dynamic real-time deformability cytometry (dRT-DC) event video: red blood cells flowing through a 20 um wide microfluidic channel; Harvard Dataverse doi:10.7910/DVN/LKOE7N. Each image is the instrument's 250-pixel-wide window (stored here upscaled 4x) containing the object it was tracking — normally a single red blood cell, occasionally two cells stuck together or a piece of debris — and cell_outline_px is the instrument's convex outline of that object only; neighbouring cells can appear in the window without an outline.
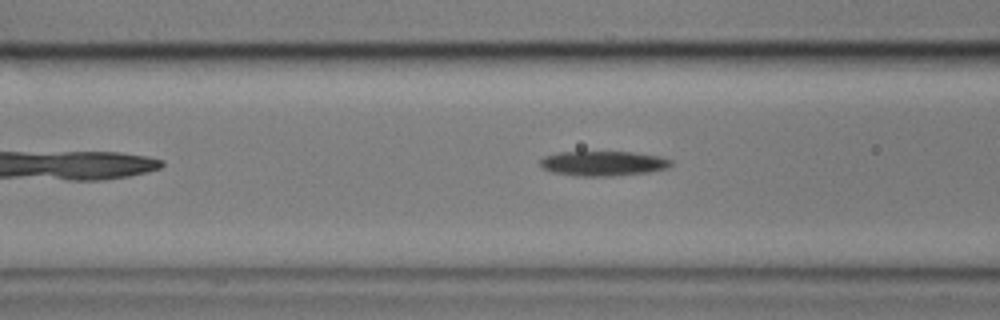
{"species": "common noctule bat (a hibernating species)", "species_latin": "Nyctalus noctula", "temperature_condition": "cold", "stored_images_in_passage": 37, "camera_frame_rate_fps": 3000, "um_per_image_px": 0.085, "animal": {"sex": "male", "body_mass_g": 17.9}, "frame": {"image": 1, "passage_image": 11, "time_ms": 3.333, "image_size_px": [1000, 320], "cell_outline_px": [[672, 164], [668, 168], [648, 172], [612, 176], [576, 176], [552, 172], [540, 168], [540, 160], [544, 156], [556, 152], [632, 152], [660, 156], [672, 160]], "centroid_in_image_um": [51.24, 13.89], "position_along_channel_um": 115.4, "area_um2": 19.07}}
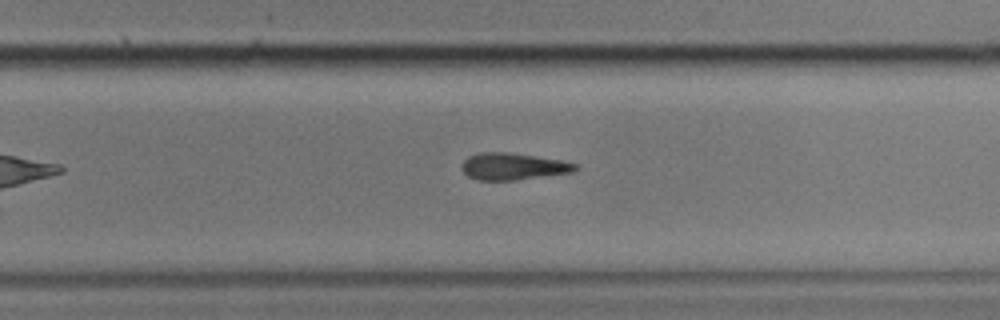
{"frame": {"image": 2, "passage_image": 26, "time_ms": 8.333, "image_size_px": [1000, 320], "cell_outline_px": [[580, 168], [576, 172], [512, 180], [480, 180], [468, 176], [460, 168], [460, 164], [468, 156], [480, 152], [508, 152], [560, 160], [580, 164]], "centroid_in_image_um": [43.63, 14.14], "position_along_channel_um": 286.2, "area_um2": 17.92}}
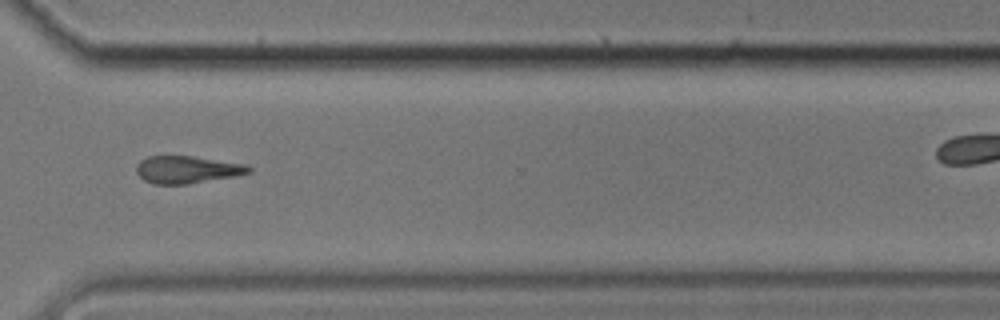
{"frame": {"image": 3, "passage_image": 32, "time_ms": 10.333, "image_size_px": [1000, 320], "cell_outline_px": [[252, 172], [236, 176], [188, 184], [152, 184], [144, 180], [136, 172], [136, 164], [140, 160], [148, 156], [192, 156], [248, 164], [252, 168]], "centroid_in_image_um": [15.92, 14.41], "position_along_channel_um": 354.7, "area_um2": 18.15}}